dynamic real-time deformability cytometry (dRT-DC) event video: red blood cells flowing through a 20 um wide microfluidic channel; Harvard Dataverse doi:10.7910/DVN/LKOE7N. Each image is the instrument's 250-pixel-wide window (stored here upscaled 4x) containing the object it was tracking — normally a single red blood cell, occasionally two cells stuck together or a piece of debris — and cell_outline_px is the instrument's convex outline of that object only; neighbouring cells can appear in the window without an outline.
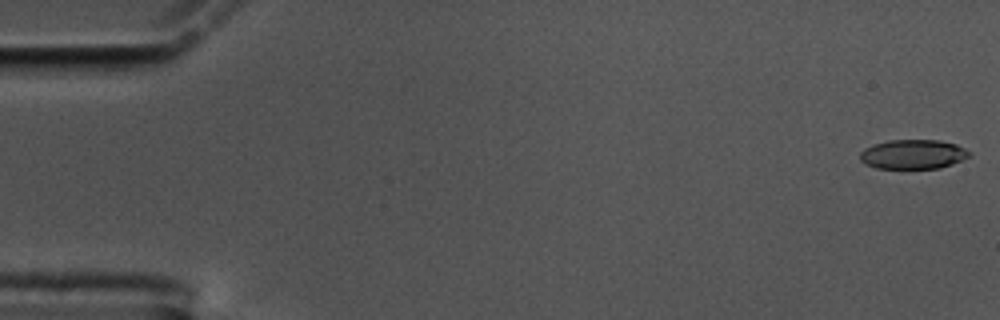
{"species": "common noctule bat (a hibernating species)", "species_latin": "Nyctalus noctula", "temperature_condition": "cold", "stored_images_in_passage": 57, "camera_frame_rate_fps": 3000, "um_per_image_px": 0.085, "animal": {"sex": "male", "body_mass_g": 17.5, "forearm_length_mm": 52.3}, "frame": {"image": 1, "passage_image": 1, "time_ms": 0.0, "image_size_px": [1000, 320], "cell_outline_px": [[972, 156], [952, 164], [940, 168], [876, 168], [864, 164], [860, 160], [860, 152], [864, 148], [872, 144], [888, 140], [940, 140], [956, 144], [972, 152]], "centroid_in_image_um": [77.61, 13.11], "position_along_channel_um": 7.4, "area_um2": 18.96}}
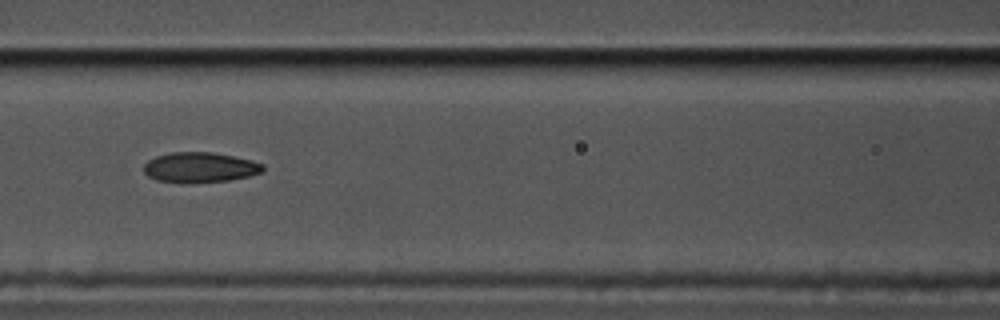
{"frame": {"image": 2, "passage_image": 25, "time_ms": 8.0, "image_size_px": [1000, 320], "cell_outline_px": [[264, 172], [248, 176], [228, 180], [156, 180], [148, 176], [144, 172], [144, 164], [148, 160], [156, 156], [172, 152], [212, 152], [252, 160], [264, 164]], "centroid_in_image_um": [17.03, 14.18], "position_along_channel_um": 149.6, "area_um2": 20.11}}
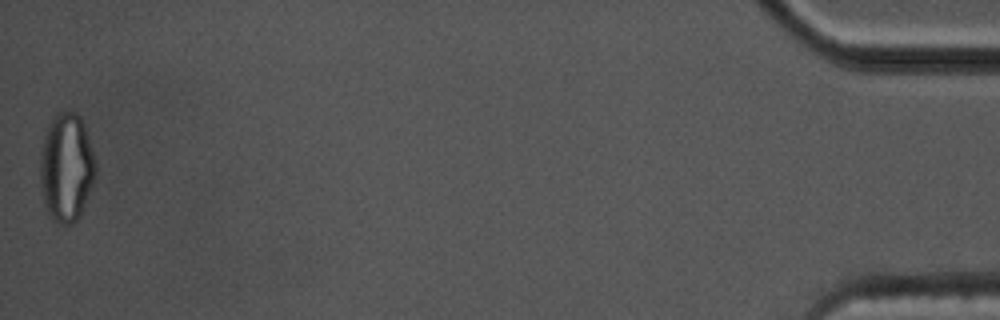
{"frame": {"image": 3, "passage_image": 57, "time_ms": 18.667, "image_size_px": [1000, 320], "cell_outline_px": [[96, 172], [88, 196], [80, 216], [72, 224], [60, 224], [52, 220], [48, 216], [44, 200], [40, 180], [40, 152], [44, 136], [48, 124], [52, 116], [56, 112], [76, 112], [80, 116], [84, 124], [96, 164]], "centroid_in_image_um": [5.63, 14.23], "position_along_channel_um": 429.6, "area_um2": 35.2}, "authors_computed_cell_mechanics": {"area_um2": 20.8658, "velocity_mm_per_s": 3.5236, "shape_relaxation_time_tau1_ms": null, "shape_relaxation_time_tau2_ms": 2.8896, "deformation_change_tau1": null, "deformation_change_tau2": 0.089}}